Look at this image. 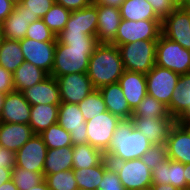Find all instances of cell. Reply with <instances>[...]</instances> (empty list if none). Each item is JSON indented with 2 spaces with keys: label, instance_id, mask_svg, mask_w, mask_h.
I'll use <instances>...</instances> for the list:
<instances>
[{
  "label": "cell",
  "instance_id": "cell-1",
  "mask_svg": "<svg viewBox=\"0 0 190 190\" xmlns=\"http://www.w3.org/2000/svg\"><path fill=\"white\" fill-rule=\"evenodd\" d=\"M52 77L70 73H87L89 60L99 44L96 36L84 32H60L56 35Z\"/></svg>",
  "mask_w": 190,
  "mask_h": 190
},
{
  "label": "cell",
  "instance_id": "cell-2",
  "mask_svg": "<svg viewBox=\"0 0 190 190\" xmlns=\"http://www.w3.org/2000/svg\"><path fill=\"white\" fill-rule=\"evenodd\" d=\"M124 71L118 47L111 43H99L90 57L87 71L94 88L117 83Z\"/></svg>",
  "mask_w": 190,
  "mask_h": 190
},
{
  "label": "cell",
  "instance_id": "cell-3",
  "mask_svg": "<svg viewBox=\"0 0 190 190\" xmlns=\"http://www.w3.org/2000/svg\"><path fill=\"white\" fill-rule=\"evenodd\" d=\"M151 146V142L134 127L131 119H121L104 154L108 161H127L141 158Z\"/></svg>",
  "mask_w": 190,
  "mask_h": 190
},
{
  "label": "cell",
  "instance_id": "cell-4",
  "mask_svg": "<svg viewBox=\"0 0 190 190\" xmlns=\"http://www.w3.org/2000/svg\"><path fill=\"white\" fill-rule=\"evenodd\" d=\"M158 40H137L117 46L126 71L147 74L156 65Z\"/></svg>",
  "mask_w": 190,
  "mask_h": 190
},
{
  "label": "cell",
  "instance_id": "cell-5",
  "mask_svg": "<svg viewBox=\"0 0 190 190\" xmlns=\"http://www.w3.org/2000/svg\"><path fill=\"white\" fill-rule=\"evenodd\" d=\"M156 65L179 75L190 73V50L161 33L156 44Z\"/></svg>",
  "mask_w": 190,
  "mask_h": 190
},
{
  "label": "cell",
  "instance_id": "cell-6",
  "mask_svg": "<svg viewBox=\"0 0 190 190\" xmlns=\"http://www.w3.org/2000/svg\"><path fill=\"white\" fill-rule=\"evenodd\" d=\"M162 20L131 21L121 19L116 37L111 44L120 46L137 40H158Z\"/></svg>",
  "mask_w": 190,
  "mask_h": 190
},
{
  "label": "cell",
  "instance_id": "cell-7",
  "mask_svg": "<svg viewBox=\"0 0 190 190\" xmlns=\"http://www.w3.org/2000/svg\"><path fill=\"white\" fill-rule=\"evenodd\" d=\"M125 190H141L152 186L151 169L140 159L109 161Z\"/></svg>",
  "mask_w": 190,
  "mask_h": 190
},
{
  "label": "cell",
  "instance_id": "cell-8",
  "mask_svg": "<svg viewBox=\"0 0 190 190\" xmlns=\"http://www.w3.org/2000/svg\"><path fill=\"white\" fill-rule=\"evenodd\" d=\"M120 121L119 117L109 111L102 112L86 121L88 143L105 153Z\"/></svg>",
  "mask_w": 190,
  "mask_h": 190
},
{
  "label": "cell",
  "instance_id": "cell-9",
  "mask_svg": "<svg viewBox=\"0 0 190 190\" xmlns=\"http://www.w3.org/2000/svg\"><path fill=\"white\" fill-rule=\"evenodd\" d=\"M145 75L147 94L168 106L180 75L157 65Z\"/></svg>",
  "mask_w": 190,
  "mask_h": 190
},
{
  "label": "cell",
  "instance_id": "cell-10",
  "mask_svg": "<svg viewBox=\"0 0 190 190\" xmlns=\"http://www.w3.org/2000/svg\"><path fill=\"white\" fill-rule=\"evenodd\" d=\"M57 123L70 133L73 145L88 143L86 121L78 104L61 102Z\"/></svg>",
  "mask_w": 190,
  "mask_h": 190
},
{
  "label": "cell",
  "instance_id": "cell-11",
  "mask_svg": "<svg viewBox=\"0 0 190 190\" xmlns=\"http://www.w3.org/2000/svg\"><path fill=\"white\" fill-rule=\"evenodd\" d=\"M56 44L57 41L42 42L30 38L20 40L25 61L34 64L49 75L54 65Z\"/></svg>",
  "mask_w": 190,
  "mask_h": 190
},
{
  "label": "cell",
  "instance_id": "cell-12",
  "mask_svg": "<svg viewBox=\"0 0 190 190\" xmlns=\"http://www.w3.org/2000/svg\"><path fill=\"white\" fill-rule=\"evenodd\" d=\"M56 79L61 102L78 104L95 90L87 73H70Z\"/></svg>",
  "mask_w": 190,
  "mask_h": 190
},
{
  "label": "cell",
  "instance_id": "cell-13",
  "mask_svg": "<svg viewBox=\"0 0 190 190\" xmlns=\"http://www.w3.org/2000/svg\"><path fill=\"white\" fill-rule=\"evenodd\" d=\"M162 34L190 50V12L177 7L162 20Z\"/></svg>",
  "mask_w": 190,
  "mask_h": 190
},
{
  "label": "cell",
  "instance_id": "cell-14",
  "mask_svg": "<svg viewBox=\"0 0 190 190\" xmlns=\"http://www.w3.org/2000/svg\"><path fill=\"white\" fill-rule=\"evenodd\" d=\"M47 147L39 134L33 136L15 153L16 166L43 174Z\"/></svg>",
  "mask_w": 190,
  "mask_h": 190
},
{
  "label": "cell",
  "instance_id": "cell-15",
  "mask_svg": "<svg viewBox=\"0 0 190 190\" xmlns=\"http://www.w3.org/2000/svg\"><path fill=\"white\" fill-rule=\"evenodd\" d=\"M134 127L145 136L152 145H166L172 126L176 123L174 118H147L131 117Z\"/></svg>",
  "mask_w": 190,
  "mask_h": 190
},
{
  "label": "cell",
  "instance_id": "cell-16",
  "mask_svg": "<svg viewBox=\"0 0 190 190\" xmlns=\"http://www.w3.org/2000/svg\"><path fill=\"white\" fill-rule=\"evenodd\" d=\"M167 158L181 162L184 165L190 163V132L181 123L176 121L172 126L167 142Z\"/></svg>",
  "mask_w": 190,
  "mask_h": 190
},
{
  "label": "cell",
  "instance_id": "cell-17",
  "mask_svg": "<svg viewBox=\"0 0 190 190\" xmlns=\"http://www.w3.org/2000/svg\"><path fill=\"white\" fill-rule=\"evenodd\" d=\"M31 105L22 92L14 91L5 95L0 122L29 124Z\"/></svg>",
  "mask_w": 190,
  "mask_h": 190
},
{
  "label": "cell",
  "instance_id": "cell-18",
  "mask_svg": "<svg viewBox=\"0 0 190 190\" xmlns=\"http://www.w3.org/2000/svg\"><path fill=\"white\" fill-rule=\"evenodd\" d=\"M39 19L27 12L22 4L14 5L12 13L2 22L4 38L17 41L24 39L29 25Z\"/></svg>",
  "mask_w": 190,
  "mask_h": 190
},
{
  "label": "cell",
  "instance_id": "cell-19",
  "mask_svg": "<svg viewBox=\"0 0 190 190\" xmlns=\"http://www.w3.org/2000/svg\"><path fill=\"white\" fill-rule=\"evenodd\" d=\"M22 93L30 105H59L61 103L57 79L51 75Z\"/></svg>",
  "mask_w": 190,
  "mask_h": 190
},
{
  "label": "cell",
  "instance_id": "cell-20",
  "mask_svg": "<svg viewBox=\"0 0 190 190\" xmlns=\"http://www.w3.org/2000/svg\"><path fill=\"white\" fill-rule=\"evenodd\" d=\"M167 108L178 122L190 118V73L180 75Z\"/></svg>",
  "mask_w": 190,
  "mask_h": 190
},
{
  "label": "cell",
  "instance_id": "cell-21",
  "mask_svg": "<svg viewBox=\"0 0 190 190\" xmlns=\"http://www.w3.org/2000/svg\"><path fill=\"white\" fill-rule=\"evenodd\" d=\"M151 172L152 184H171L181 190L186 189L185 165L181 162L167 158L162 163H158Z\"/></svg>",
  "mask_w": 190,
  "mask_h": 190
},
{
  "label": "cell",
  "instance_id": "cell-22",
  "mask_svg": "<svg viewBox=\"0 0 190 190\" xmlns=\"http://www.w3.org/2000/svg\"><path fill=\"white\" fill-rule=\"evenodd\" d=\"M98 24L96 38L99 43H111L121 22L119 8L97 5Z\"/></svg>",
  "mask_w": 190,
  "mask_h": 190
},
{
  "label": "cell",
  "instance_id": "cell-23",
  "mask_svg": "<svg viewBox=\"0 0 190 190\" xmlns=\"http://www.w3.org/2000/svg\"><path fill=\"white\" fill-rule=\"evenodd\" d=\"M97 18V4L92 2L81 10L71 11L65 28L61 32H84L96 36Z\"/></svg>",
  "mask_w": 190,
  "mask_h": 190
},
{
  "label": "cell",
  "instance_id": "cell-24",
  "mask_svg": "<svg viewBox=\"0 0 190 190\" xmlns=\"http://www.w3.org/2000/svg\"><path fill=\"white\" fill-rule=\"evenodd\" d=\"M118 83L122 88L125 99L134 110L143 97L147 95L146 75L141 72L124 71Z\"/></svg>",
  "mask_w": 190,
  "mask_h": 190
},
{
  "label": "cell",
  "instance_id": "cell-25",
  "mask_svg": "<svg viewBox=\"0 0 190 190\" xmlns=\"http://www.w3.org/2000/svg\"><path fill=\"white\" fill-rule=\"evenodd\" d=\"M33 134L29 124L0 122V146L15 153Z\"/></svg>",
  "mask_w": 190,
  "mask_h": 190
},
{
  "label": "cell",
  "instance_id": "cell-26",
  "mask_svg": "<svg viewBox=\"0 0 190 190\" xmlns=\"http://www.w3.org/2000/svg\"><path fill=\"white\" fill-rule=\"evenodd\" d=\"M104 99L107 111L120 119H131L133 110L124 97L120 84L113 83L99 88Z\"/></svg>",
  "mask_w": 190,
  "mask_h": 190
},
{
  "label": "cell",
  "instance_id": "cell-27",
  "mask_svg": "<svg viewBox=\"0 0 190 190\" xmlns=\"http://www.w3.org/2000/svg\"><path fill=\"white\" fill-rule=\"evenodd\" d=\"M73 146L47 149L43 175L73 169Z\"/></svg>",
  "mask_w": 190,
  "mask_h": 190
},
{
  "label": "cell",
  "instance_id": "cell-28",
  "mask_svg": "<svg viewBox=\"0 0 190 190\" xmlns=\"http://www.w3.org/2000/svg\"><path fill=\"white\" fill-rule=\"evenodd\" d=\"M59 105H31L29 125L34 134H40L58 122Z\"/></svg>",
  "mask_w": 190,
  "mask_h": 190
},
{
  "label": "cell",
  "instance_id": "cell-29",
  "mask_svg": "<svg viewBox=\"0 0 190 190\" xmlns=\"http://www.w3.org/2000/svg\"><path fill=\"white\" fill-rule=\"evenodd\" d=\"M12 74L14 89L18 92H23L49 76L46 71L25 60Z\"/></svg>",
  "mask_w": 190,
  "mask_h": 190
},
{
  "label": "cell",
  "instance_id": "cell-30",
  "mask_svg": "<svg viewBox=\"0 0 190 190\" xmlns=\"http://www.w3.org/2000/svg\"><path fill=\"white\" fill-rule=\"evenodd\" d=\"M119 10L124 20H161L146 0H124Z\"/></svg>",
  "mask_w": 190,
  "mask_h": 190
},
{
  "label": "cell",
  "instance_id": "cell-31",
  "mask_svg": "<svg viewBox=\"0 0 190 190\" xmlns=\"http://www.w3.org/2000/svg\"><path fill=\"white\" fill-rule=\"evenodd\" d=\"M104 159L105 154L89 143L73 145V169L95 167Z\"/></svg>",
  "mask_w": 190,
  "mask_h": 190
},
{
  "label": "cell",
  "instance_id": "cell-32",
  "mask_svg": "<svg viewBox=\"0 0 190 190\" xmlns=\"http://www.w3.org/2000/svg\"><path fill=\"white\" fill-rule=\"evenodd\" d=\"M24 60L20 41L4 38L0 44V66L13 73Z\"/></svg>",
  "mask_w": 190,
  "mask_h": 190
},
{
  "label": "cell",
  "instance_id": "cell-33",
  "mask_svg": "<svg viewBox=\"0 0 190 190\" xmlns=\"http://www.w3.org/2000/svg\"><path fill=\"white\" fill-rule=\"evenodd\" d=\"M110 166L105 158L99 165L90 168L73 169L78 188L97 190L104 171Z\"/></svg>",
  "mask_w": 190,
  "mask_h": 190
},
{
  "label": "cell",
  "instance_id": "cell-34",
  "mask_svg": "<svg viewBox=\"0 0 190 190\" xmlns=\"http://www.w3.org/2000/svg\"><path fill=\"white\" fill-rule=\"evenodd\" d=\"M132 117L147 118H173L167 106L150 95L143 97L139 105L133 110Z\"/></svg>",
  "mask_w": 190,
  "mask_h": 190
},
{
  "label": "cell",
  "instance_id": "cell-35",
  "mask_svg": "<svg viewBox=\"0 0 190 190\" xmlns=\"http://www.w3.org/2000/svg\"><path fill=\"white\" fill-rule=\"evenodd\" d=\"M47 149L73 146L70 133L58 123L51 125L39 134Z\"/></svg>",
  "mask_w": 190,
  "mask_h": 190
},
{
  "label": "cell",
  "instance_id": "cell-36",
  "mask_svg": "<svg viewBox=\"0 0 190 190\" xmlns=\"http://www.w3.org/2000/svg\"><path fill=\"white\" fill-rule=\"evenodd\" d=\"M85 121L107 111L104 99L99 89L93 90L86 98L78 103Z\"/></svg>",
  "mask_w": 190,
  "mask_h": 190
},
{
  "label": "cell",
  "instance_id": "cell-37",
  "mask_svg": "<svg viewBox=\"0 0 190 190\" xmlns=\"http://www.w3.org/2000/svg\"><path fill=\"white\" fill-rule=\"evenodd\" d=\"M70 14V10L65 9L62 5L54 3L42 20L53 33L58 35L64 30Z\"/></svg>",
  "mask_w": 190,
  "mask_h": 190
},
{
  "label": "cell",
  "instance_id": "cell-38",
  "mask_svg": "<svg viewBox=\"0 0 190 190\" xmlns=\"http://www.w3.org/2000/svg\"><path fill=\"white\" fill-rule=\"evenodd\" d=\"M11 180L18 190H30L44 180V175L40 172H33L15 166L12 169Z\"/></svg>",
  "mask_w": 190,
  "mask_h": 190
},
{
  "label": "cell",
  "instance_id": "cell-39",
  "mask_svg": "<svg viewBox=\"0 0 190 190\" xmlns=\"http://www.w3.org/2000/svg\"><path fill=\"white\" fill-rule=\"evenodd\" d=\"M50 190H76L78 188L73 169L44 176Z\"/></svg>",
  "mask_w": 190,
  "mask_h": 190
},
{
  "label": "cell",
  "instance_id": "cell-40",
  "mask_svg": "<svg viewBox=\"0 0 190 190\" xmlns=\"http://www.w3.org/2000/svg\"><path fill=\"white\" fill-rule=\"evenodd\" d=\"M25 38L37 41H57L56 34L53 33L42 19L32 22L26 31Z\"/></svg>",
  "mask_w": 190,
  "mask_h": 190
},
{
  "label": "cell",
  "instance_id": "cell-41",
  "mask_svg": "<svg viewBox=\"0 0 190 190\" xmlns=\"http://www.w3.org/2000/svg\"><path fill=\"white\" fill-rule=\"evenodd\" d=\"M151 170L167 159L166 145H152L140 158Z\"/></svg>",
  "mask_w": 190,
  "mask_h": 190
},
{
  "label": "cell",
  "instance_id": "cell-42",
  "mask_svg": "<svg viewBox=\"0 0 190 190\" xmlns=\"http://www.w3.org/2000/svg\"><path fill=\"white\" fill-rule=\"evenodd\" d=\"M55 0H22L21 4L33 17L42 19L47 11L53 6Z\"/></svg>",
  "mask_w": 190,
  "mask_h": 190
},
{
  "label": "cell",
  "instance_id": "cell-43",
  "mask_svg": "<svg viewBox=\"0 0 190 190\" xmlns=\"http://www.w3.org/2000/svg\"><path fill=\"white\" fill-rule=\"evenodd\" d=\"M97 190H125L116 170L111 165L104 171Z\"/></svg>",
  "mask_w": 190,
  "mask_h": 190
},
{
  "label": "cell",
  "instance_id": "cell-44",
  "mask_svg": "<svg viewBox=\"0 0 190 190\" xmlns=\"http://www.w3.org/2000/svg\"><path fill=\"white\" fill-rule=\"evenodd\" d=\"M149 2L156 13V15L163 20L171 12H173L177 6L172 0H146Z\"/></svg>",
  "mask_w": 190,
  "mask_h": 190
},
{
  "label": "cell",
  "instance_id": "cell-45",
  "mask_svg": "<svg viewBox=\"0 0 190 190\" xmlns=\"http://www.w3.org/2000/svg\"><path fill=\"white\" fill-rule=\"evenodd\" d=\"M13 74L0 66V93L14 92Z\"/></svg>",
  "mask_w": 190,
  "mask_h": 190
},
{
  "label": "cell",
  "instance_id": "cell-46",
  "mask_svg": "<svg viewBox=\"0 0 190 190\" xmlns=\"http://www.w3.org/2000/svg\"><path fill=\"white\" fill-rule=\"evenodd\" d=\"M15 166V152L0 146V167L13 169Z\"/></svg>",
  "mask_w": 190,
  "mask_h": 190
},
{
  "label": "cell",
  "instance_id": "cell-47",
  "mask_svg": "<svg viewBox=\"0 0 190 190\" xmlns=\"http://www.w3.org/2000/svg\"><path fill=\"white\" fill-rule=\"evenodd\" d=\"M92 2L93 0H55V3L62 5L70 11L81 10L89 6Z\"/></svg>",
  "mask_w": 190,
  "mask_h": 190
},
{
  "label": "cell",
  "instance_id": "cell-48",
  "mask_svg": "<svg viewBox=\"0 0 190 190\" xmlns=\"http://www.w3.org/2000/svg\"><path fill=\"white\" fill-rule=\"evenodd\" d=\"M14 4L9 0H0V22L2 23L11 13Z\"/></svg>",
  "mask_w": 190,
  "mask_h": 190
},
{
  "label": "cell",
  "instance_id": "cell-49",
  "mask_svg": "<svg viewBox=\"0 0 190 190\" xmlns=\"http://www.w3.org/2000/svg\"><path fill=\"white\" fill-rule=\"evenodd\" d=\"M124 0H93L97 5L112 6L119 8Z\"/></svg>",
  "mask_w": 190,
  "mask_h": 190
},
{
  "label": "cell",
  "instance_id": "cell-50",
  "mask_svg": "<svg viewBox=\"0 0 190 190\" xmlns=\"http://www.w3.org/2000/svg\"><path fill=\"white\" fill-rule=\"evenodd\" d=\"M11 173H12V169L0 167V186L3 183L11 180Z\"/></svg>",
  "mask_w": 190,
  "mask_h": 190
},
{
  "label": "cell",
  "instance_id": "cell-51",
  "mask_svg": "<svg viewBox=\"0 0 190 190\" xmlns=\"http://www.w3.org/2000/svg\"><path fill=\"white\" fill-rule=\"evenodd\" d=\"M153 190H181L171 184H152Z\"/></svg>",
  "mask_w": 190,
  "mask_h": 190
},
{
  "label": "cell",
  "instance_id": "cell-52",
  "mask_svg": "<svg viewBox=\"0 0 190 190\" xmlns=\"http://www.w3.org/2000/svg\"><path fill=\"white\" fill-rule=\"evenodd\" d=\"M0 190H18V188L12 180H9L0 186Z\"/></svg>",
  "mask_w": 190,
  "mask_h": 190
},
{
  "label": "cell",
  "instance_id": "cell-53",
  "mask_svg": "<svg viewBox=\"0 0 190 190\" xmlns=\"http://www.w3.org/2000/svg\"><path fill=\"white\" fill-rule=\"evenodd\" d=\"M184 178L186 180V189L190 188V163L185 164V175Z\"/></svg>",
  "mask_w": 190,
  "mask_h": 190
},
{
  "label": "cell",
  "instance_id": "cell-54",
  "mask_svg": "<svg viewBox=\"0 0 190 190\" xmlns=\"http://www.w3.org/2000/svg\"><path fill=\"white\" fill-rule=\"evenodd\" d=\"M30 190H50V189L47 186V183L45 182V180H43L41 183L32 187Z\"/></svg>",
  "mask_w": 190,
  "mask_h": 190
},
{
  "label": "cell",
  "instance_id": "cell-55",
  "mask_svg": "<svg viewBox=\"0 0 190 190\" xmlns=\"http://www.w3.org/2000/svg\"><path fill=\"white\" fill-rule=\"evenodd\" d=\"M185 11L190 12V0H186L182 6H181Z\"/></svg>",
  "mask_w": 190,
  "mask_h": 190
},
{
  "label": "cell",
  "instance_id": "cell-56",
  "mask_svg": "<svg viewBox=\"0 0 190 190\" xmlns=\"http://www.w3.org/2000/svg\"><path fill=\"white\" fill-rule=\"evenodd\" d=\"M4 99H5V94L0 93V114L3 108V104H4Z\"/></svg>",
  "mask_w": 190,
  "mask_h": 190
},
{
  "label": "cell",
  "instance_id": "cell-57",
  "mask_svg": "<svg viewBox=\"0 0 190 190\" xmlns=\"http://www.w3.org/2000/svg\"><path fill=\"white\" fill-rule=\"evenodd\" d=\"M181 123H182V124L189 130V132H190V118L181 121Z\"/></svg>",
  "mask_w": 190,
  "mask_h": 190
},
{
  "label": "cell",
  "instance_id": "cell-58",
  "mask_svg": "<svg viewBox=\"0 0 190 190\" xmlns=\"http://www.w3.org/2000/svg\"><path fill=\"white\" fill-rule=\"evenodd\" d=\"M177 7H181L186 0H172Z\"/></svg>",
  "mask_w": 190,
  "mask_h": 190
},
{
  "label": "cell",
  "instance_id": "cell-59",
  "mask_svg": "<svg viewBox=\"0 0 190 190\" xmlns=\"http://www.w3.org/2000/svg\"><path fill=\"white\" fill-rule=\"evenodd\" d=\"M3 39H4L3 26L2 23L0 22V44L2 43Z\"/></svg>",
  "mask_w": 190,
  "mask_h": 190
},
{
  "label": "cell",
  "instance_id": "cell-60",
  "mask_svg": "<svg viewBox=\"0 0 190 190\" xmlns=\"http://www.w3.org/2000/svg\"><path fill=\"white\" fill-rule=\"evenodd\" d=\"M14 5L21 4L22 0H9Z\"/></svg>",
  "mask_w": 190,
  "mask_h": 190
},
{
  "label": "cell",
  "instance_id": "cell-61",
  "mask_svg": "<svg viewBox=\"0 0 190 190\" xmlns=\"http://www.w3.org/2000/svg\"><path fill=\"white\" fill-rule=\"evenodd\" d=\"M141 190H153V187H148V188H145V189H141Z\"/></svg>",
  "mask_w": 190,
  "mask_h": 190
},
{
  "label": "cell",
  "instance_id": "cell-62",
  "mask_svg": "<svg viewBox=\"0 0 190 190\" xmlns=\"http://www.w3.org/2000/svg\"><path fill=\"white\" fill-rule=\"evenodd\" d=\"M76 190H90V189H87V188H77Z\"/></svg>",
  "mask_w": 190,
  "mask_h": 190
}]
</instances>
